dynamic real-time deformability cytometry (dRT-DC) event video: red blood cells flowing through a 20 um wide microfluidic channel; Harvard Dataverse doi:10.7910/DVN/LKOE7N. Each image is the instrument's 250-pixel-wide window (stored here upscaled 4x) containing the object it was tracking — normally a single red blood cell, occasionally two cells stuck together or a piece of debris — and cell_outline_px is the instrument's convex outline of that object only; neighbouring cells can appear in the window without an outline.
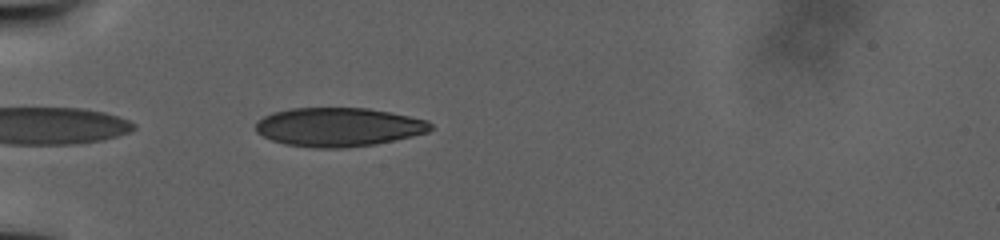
{"species": "human", "species_latin": "Homo sapiens", "temperature_condition": "warm", "stored_images_in_passage": 27, "camera_frame_rate_fps": 3000, "um_per_image_px": 0.085, "donor": {"sex": "male"}, "frame": {"image": 1, "passage_image": 1, "time_ms": 0.0, "image_size_px": [1000, 240], "cell_outline_px": [[432, 128], [428, 132], [412, 136], [376, 144], [348, 148], [312, 148], [284, 144], [272, 140], [256, 132], [256, 120], [272, 112], [292, 108], [368, 108], [428, 120], [432, 124]], "centroid_in_image_um": [28.75, 10.8], "position_along_channel_um": 56.2, "area_um2": 39.71}}
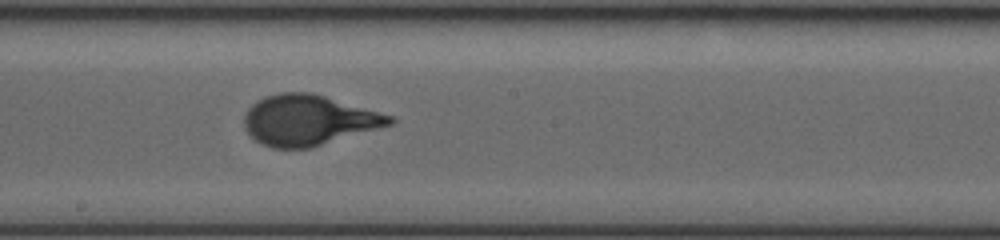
{"frame": {"image": 2, "passage_image": 12, "time_ms": 10.0, "image_size_px": [1000, 240], "cell_outline_px": [[396, 120], [392, 124], [312, 148], [272, 148], [256, 140], [244, 128], [244, 116], [248, 108], [256, 100], [264, 96], [280, 92], [312, 92], [392, 116]], "centroid_in_image_um": [26.19, 10.21], "position_along_channel_um": 222.0, "area_um2": 42.6}}
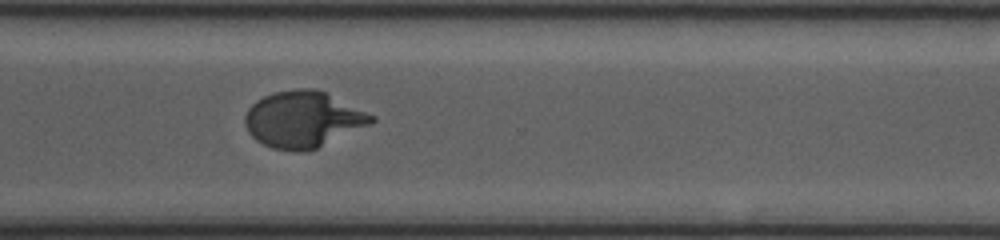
{"frame": {"image": 3, "passage_image": 19, "time_ms": 16.667, "image_size_px": [1000, 240], "cell_outline_px": [[376, 120], [372, 124], [316, 148], [304, 152], [296, 152], [272, 148], [256, 140], [248, 132], [244, 124], [244, 116], [248, 108], [256, 100], [272, 92], [300, 88], [316, 88], [376, 116]], "centroid_in_image_um": [25.75, 10.15], "position_along_channel_um": 344.9, "area_um2": 41.62}}